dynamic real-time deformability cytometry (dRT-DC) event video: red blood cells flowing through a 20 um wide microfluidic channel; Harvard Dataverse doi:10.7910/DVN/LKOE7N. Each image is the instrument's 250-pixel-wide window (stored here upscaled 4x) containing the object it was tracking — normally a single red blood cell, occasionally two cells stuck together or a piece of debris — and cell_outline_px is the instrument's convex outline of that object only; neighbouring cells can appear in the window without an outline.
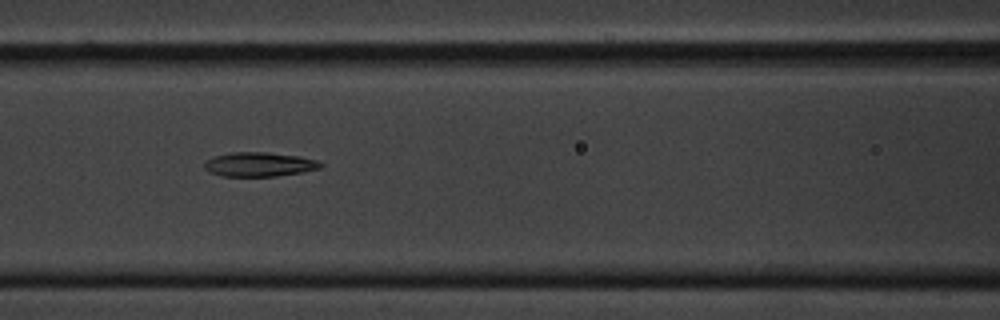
{"species": "common noctule bat (a hibernating species)", "species_latin": "Nyctalus noctula", "temperature_condition": "cold", "stored_images_in_passage": 22, "camera_frame_rate_fps": 3000, "um_per_image_px": 0.085, "animal": {"sex": "male", "body_mass_g": 20.1, "forearm_length_mm": 53.5}, "frame": {"image": 1, "passage_image": 10, "time_ms": 3.0, "image_size_px": [1000, 320], "cell_outline_px": [[324, 164], [320, 168], [304, 172], [276, 176], [220, 176], [208, 172], [204, 168], [204, 164], [212, 156], [232, 152], [268, 152], [300, 156], [316, 160]], "centroid_in_image_um": [22.03, 13.97], "position_along_channel_um": 144.6, "area_um2": 16.59}}
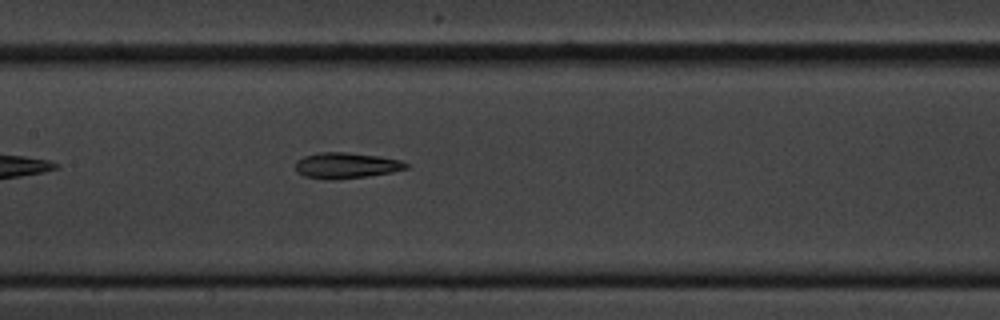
{"frame": {"image": 2, "passage_image": 13, "time_ms": 4.0, "image_size_px": [1000, 320], "cell_outline_px": [[408, 168], [392, 172], [368, 176], [332, 180], [328, 180], [304, 176], [296, 172], [296, 160], [304, 156], [320, 152], [348, 152], [380, 156], [404, 160], [408, 164]], "centroid_in_image_um": [29.44, 14.06], "position_along_channel_um": 178.0, "area_um2": 16.88}}